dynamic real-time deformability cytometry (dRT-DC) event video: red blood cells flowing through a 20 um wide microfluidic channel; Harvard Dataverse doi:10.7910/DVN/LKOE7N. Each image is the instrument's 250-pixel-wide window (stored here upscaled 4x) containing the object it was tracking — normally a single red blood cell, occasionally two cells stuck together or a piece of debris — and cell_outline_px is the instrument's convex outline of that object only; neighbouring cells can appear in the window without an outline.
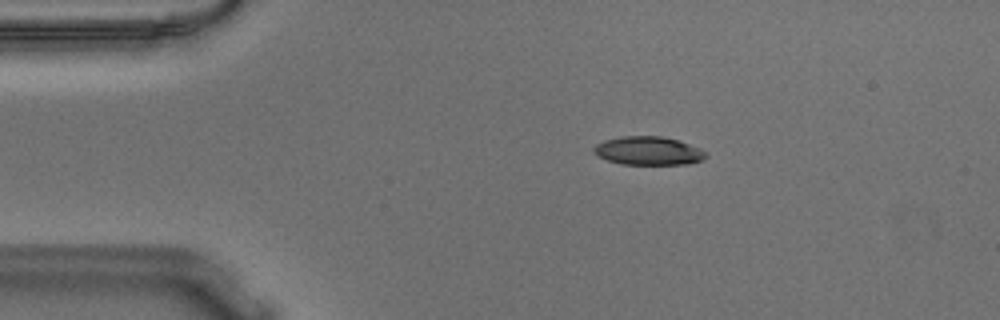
{"species": "Egyptian fruit bat (a non-hibernating species)", "species_latin": "Rousettus aegyptiacus", "temperature_condition": "warm", "stored_images_in_passage": 46, "camera_frame_rate_fps": 3000, "um_per_image_px": 0.085, "animal": {"sex": "male"}, "frame": {"image": 1, "passage_image": 1, "time_ms": 0.0, "image_size_px": [1000, 320], "cell_outline_px": [[708, 156], [704, 160], [688, 164], [620, 164], [596, 156], [592, 152], [592, 148], [596, 144], [604, 140], [620, 136], [660, 136], [680, 140], [700, 148], [708, 152]], "centroid_in_image_um": [55.12, 12.81], "position_along_channel_um": 29.9, "area_um2": 18.96}}
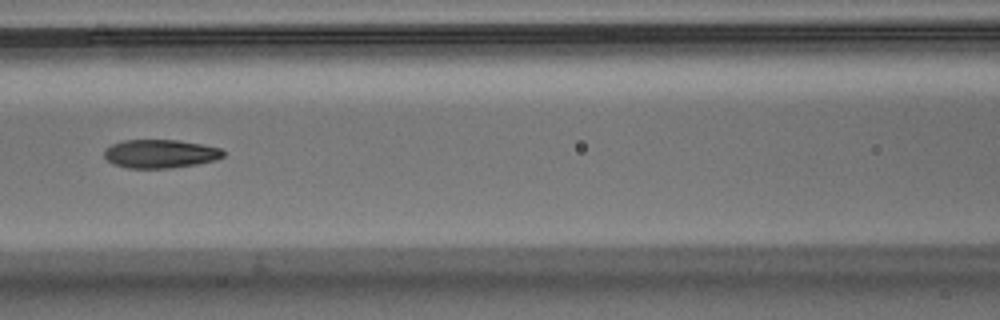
{"frame": {"image": 2, "passage_image": 15, "time_ms": 4.667, "image_size_px": [1000, 320], "cell_outline_px": [[224, 156], [216, 160], [196, 164], [168, 168], [128, 168], [112, 164], [104, 156], [104, 148], [112, 144], [124, 140], [180, 140], [220, 148], [224, 152]], "centroid_in_image_um": [13.59, 13.07], "position_along_channel_um": 153.0, "area_um2": 19.77}}
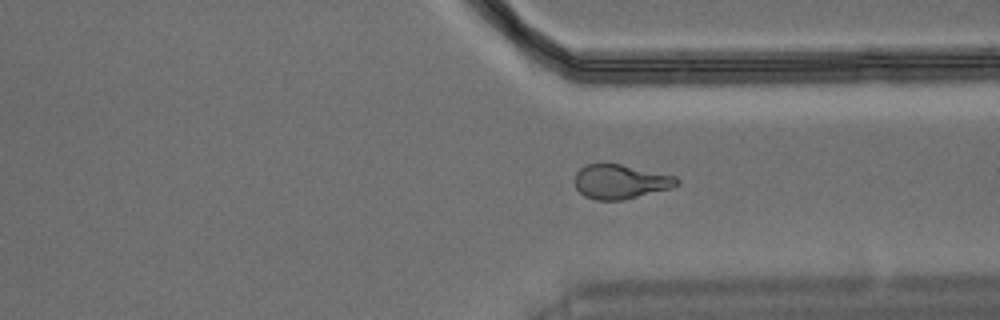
{"frame": {"image": 3, "passage_image": 32, "time_ms": 10.333, "image_size_px": [1000, 320], "cell_outline_px": [[680, 180], [676, 184], [668, 188], [620, 200], [596, 200], [584, 196], [576, 188], [572, 180], [576, 172], [584, 164], [620, 164], [676, 176]], "centroid_in_image_um": [52.64, 15.43], "position_along_channel_um": 358.8, "area_um2": 20.17}, "authors_computed_cell_mechanics": {"area_um2": 20.23, "velocity_mm_per_s": 3.6349, "shape_relaxation_time_tau1_ms": 4.774, "shape_relaxation_time_tau2_ms": 2.5228, "deformation_change_tau1": 0.1784, "deformation_change_tau2": 0.102}}